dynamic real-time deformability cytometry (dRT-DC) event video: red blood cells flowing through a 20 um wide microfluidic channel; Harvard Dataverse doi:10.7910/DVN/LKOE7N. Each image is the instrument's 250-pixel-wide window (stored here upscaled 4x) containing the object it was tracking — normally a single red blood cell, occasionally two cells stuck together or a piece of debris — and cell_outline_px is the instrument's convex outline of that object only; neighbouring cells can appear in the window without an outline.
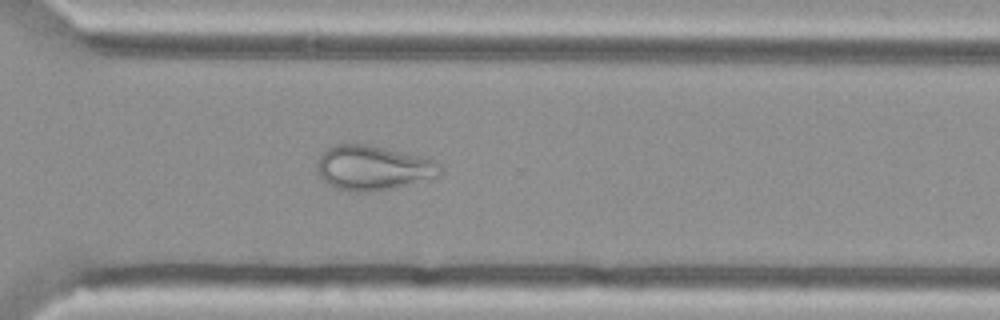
{"species": "Egyptian fruit bat (a non-hibernating species)", "species_latin": "Rousettus aegyptiacus", "temperature_condition": "cold", "stored_images_in_passage": 55, "camera_frame_rate_fps": 3000, "um_per_image_px": 0.085, "animal": {"sex": "female"}, "frame": {"image": 1, "passage_image": 40, "time_ms": 13.0, "image_size_px": [1000, 320], "cell_outline_px": [[440, 176], [396, 188], [368, 192], [348, 192], [336, 188], [328, 184], [320, 176], [316, 168], [316, 164], [320, 156], [332, 144], [364, 144], [428, 156], [436, 160], [440, 164]], "centroid_in_image_um": [31.74, 14.27], "position_along_channel_um": 338.9, "area_um2": 32.54}}